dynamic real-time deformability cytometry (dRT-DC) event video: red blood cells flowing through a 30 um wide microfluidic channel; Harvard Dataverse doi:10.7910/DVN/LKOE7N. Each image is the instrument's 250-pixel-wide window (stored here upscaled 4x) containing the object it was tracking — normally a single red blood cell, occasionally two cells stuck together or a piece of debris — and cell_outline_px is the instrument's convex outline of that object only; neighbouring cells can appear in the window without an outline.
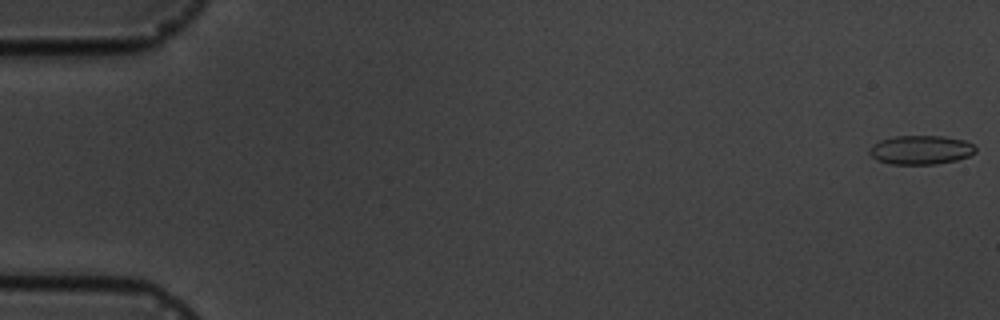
{"species": "common noctule bat (a hibernating species)", "species_latin": "Nyctalus noctula", "temperature_condition": "cold", "stored_images_in_passage": 7, "camera_frame_rate_fps": 3000, "um_per_image_px": 0.085, "animal": {"sex": "male", "body_mass_g": 19.5, "forearm_length_mm": 54.6}, "frame": {"image": 1, "passage_image": 1, "time_ms": 0.0, "image_size_px": [1000, 320], "cell_outline_px": [[976, 152], [968, 156], [956, 160], [936, 164], [888, 164], [876, 160], [868, 152], [868, 148], [880, 140], [896, 136], [944, 136], [964, 140], [972, 144], [976, 148]], "centroid_in_image_um": [78.25, 12.74], "position_along_channel_um": 6.8, "area_um2": 17.98}}
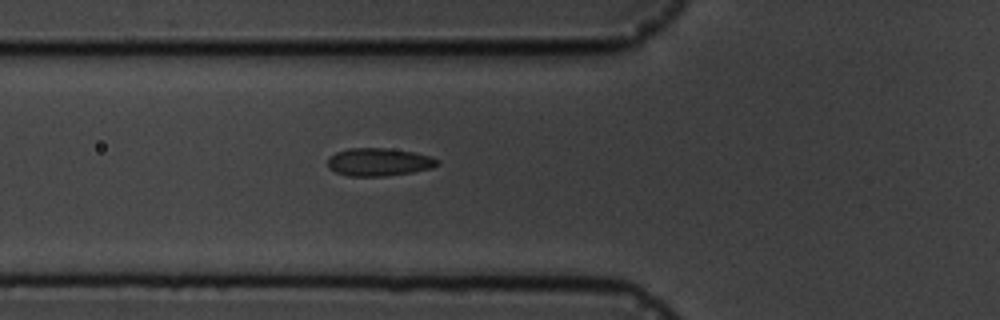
{"frame": {"image": 2, "passage_image": 7, "time_ms": 6.667, "image_size_px": [1000, 320], "cell_outline_px": [[440, 164], [432, 168], [412, 172], [384, 176], [348, 176], [336, 172], [328, 168], [328, 156], [336, 152], [348, 148], [384, 148], [412, 152], [432, 156], [440, 160]], "centroid_in_image_um": [32.2, 13.77], "position_along_channel_um": 93.6, "area_um2": 17.92}}